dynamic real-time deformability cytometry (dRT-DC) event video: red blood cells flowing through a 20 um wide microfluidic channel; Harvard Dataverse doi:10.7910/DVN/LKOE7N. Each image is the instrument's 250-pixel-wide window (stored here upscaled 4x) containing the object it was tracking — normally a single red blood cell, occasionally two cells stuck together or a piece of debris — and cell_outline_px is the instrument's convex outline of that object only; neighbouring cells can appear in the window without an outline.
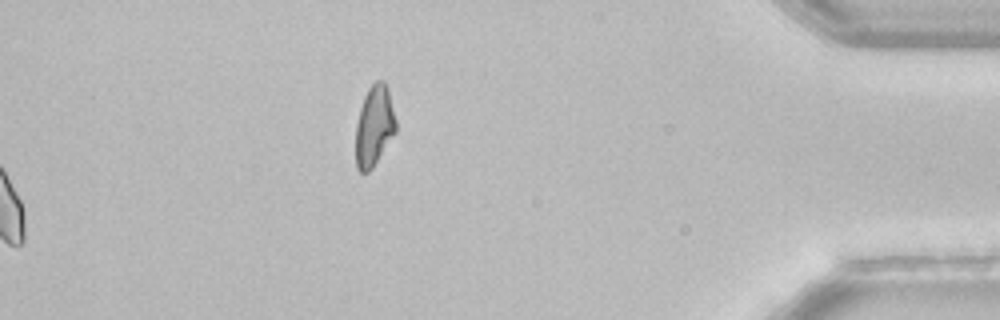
{"species": "common noctule bat (a hibernating species)", "species_latin": "Nyctalus noctula", "temperature_condition": "room temperature", "stored_images_in_passage": 55, "camera_frame_rate_fps": 3000, "um_per_image_px": 0.085, "animal": {"sex": "female", "body_mass_g": 22.7, "forearm_length_mm": 54.2}, "frame": {"image": 1, "passage_image": 55, "time_ms": 18.0, "image_size_px": [1000, 320], "cell_outline_px": [[396, 132], [372, 168], [368, 172], [360, 172], [356, 168], [356, 124], [360, 108], [364, 96], [368, 88], [376, 80], [384, 80], [388, 88], [396, 120]], "centroid_in_image_um": [31.81, 10.69], "position_along_channel_um": 403.4, "area_um2": 18.9}}